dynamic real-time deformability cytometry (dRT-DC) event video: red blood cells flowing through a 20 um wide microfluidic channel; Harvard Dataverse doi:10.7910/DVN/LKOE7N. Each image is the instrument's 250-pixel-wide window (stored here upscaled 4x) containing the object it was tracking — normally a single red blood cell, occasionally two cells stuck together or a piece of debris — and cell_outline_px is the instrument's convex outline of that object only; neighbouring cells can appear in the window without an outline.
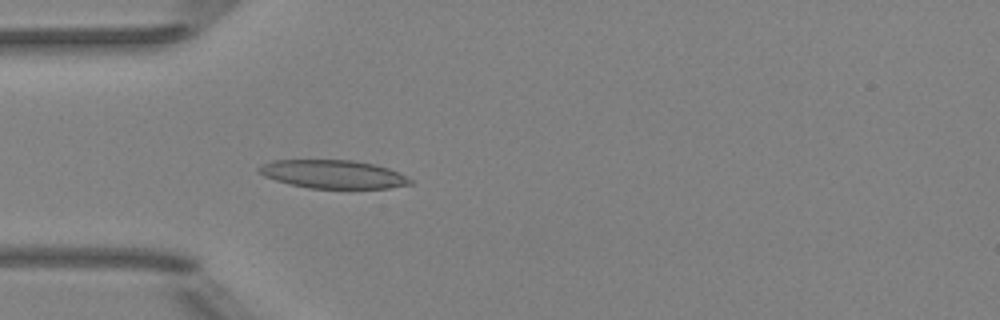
{"species": "Egyptian fruit bat (a non-hibernating species)", "species_latin": "Rousettus aegyptiacus", "temperature_condition": "room temperature", "stored_images_in_passage": 5, "camera_frame_rate_fps": 3000, "um_per_image_px": 0.085, "animal": {"sex": "female"}, "frame": {"image": 1, "passage_image": 5, "time_ms": 5.0, "image_size_px": [1000, 320], "cell_outline_px": [[412, 184], [388, 188], [308, 188], [276, 180], [264, 176], [256, 168], [264, 164], [276, 160], [352, 160], [376, 164], [388, 168], [412, 180]], "centroid_in_image_um": [28.32, 14.8], "position_along_channel_um": 56.7, "area_um2": 24.68}}